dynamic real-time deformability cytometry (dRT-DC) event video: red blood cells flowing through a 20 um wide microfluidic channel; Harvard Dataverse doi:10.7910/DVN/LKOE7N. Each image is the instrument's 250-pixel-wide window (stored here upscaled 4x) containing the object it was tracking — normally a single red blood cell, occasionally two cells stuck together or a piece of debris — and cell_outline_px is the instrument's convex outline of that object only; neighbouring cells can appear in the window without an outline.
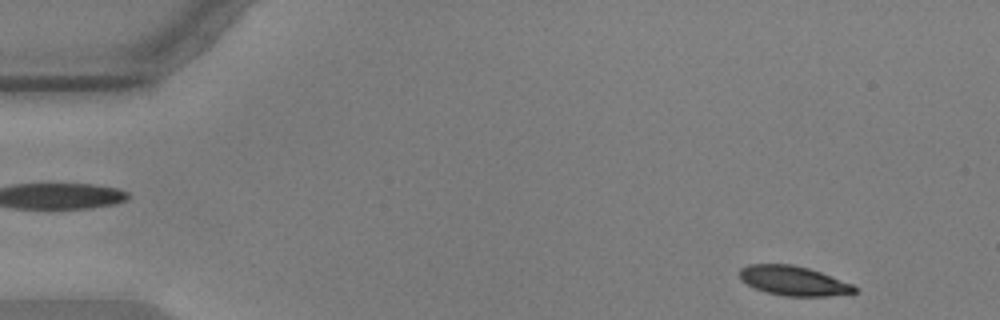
{"species": "common noctule bat (a hibernating species)", "species_latin": "Nyctalus noctula", "temperature_condition": "warm", "stored_images_in_passage": 53, "camera_frame_rate_fps": 3000, "um_per_image_px": 0.085, "animal": {"sex": "male", "body_mass_g": 17.9, "forearm_length_mm": 54.2}, "frame": {"image": 1, "passage_image": 2, "time_ms": 0.333, "image_size_px": [1000, 320], "cell_outline_px": [[856, 292], [828, 296], [784, 296], [764, 292], [740, 280], [740, 268], [748, 264], [792, 264], [808, 268], [820, 272], [852, 284], [856, 288]], "centroid_in_image_um": [67.41, 23.86], "position_along_channel_um": 17.6, "area_um2": 19.65}}
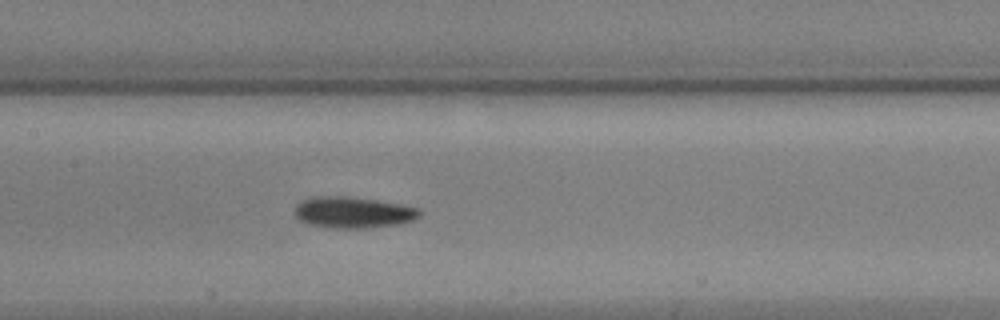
{"frame": {"image": 2, "passage_image": 24, "time_ms": 7.667, "image_size_px": [1000, 320], "cell_outline_px": [[420, 216], [416, 220], [396, 224], [364, 228], [328, 228], [308, 224], [300, 220], [292, 212], [296, 204], [300, 200], [308, 196], [348, 196], [376, 200], [400, 204], [420, 208]], "centroid_in_image_um": [29.95, 18.04], "position_along_channel_um": 177.4, "area_um2": 23.12}}
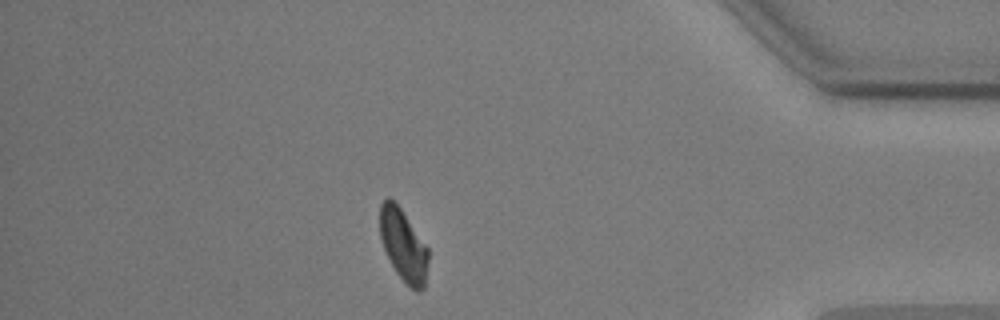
{"frame": {"image": 3, "passage_image": 46, "time_ms": 15.0, "image_size_px": [1000, 320], "cell_outline_px": [[428, 260], [424, 288], [420, 292], [416, 292], [396, 272], [384, 248], [380, 236], [380, 204], [388, 196], [400, 208], [428, 248]], "centroid_in_image_um": [34.29, 20.85], "position_along_channel_um": 400.9, "area_um2": 19.83}, "authors_computed_cell_mechanics": {"area_um2": 21.386, "velocity_mm_per_s": 3.5553, "shape_relaxation_time_tau1_ms": 3.9813, "shape_relaxation_time_tau2_ms": 4.103, "deformation_change_tau1": 0.1201, "deformation_change_tau2": 0.1081}}